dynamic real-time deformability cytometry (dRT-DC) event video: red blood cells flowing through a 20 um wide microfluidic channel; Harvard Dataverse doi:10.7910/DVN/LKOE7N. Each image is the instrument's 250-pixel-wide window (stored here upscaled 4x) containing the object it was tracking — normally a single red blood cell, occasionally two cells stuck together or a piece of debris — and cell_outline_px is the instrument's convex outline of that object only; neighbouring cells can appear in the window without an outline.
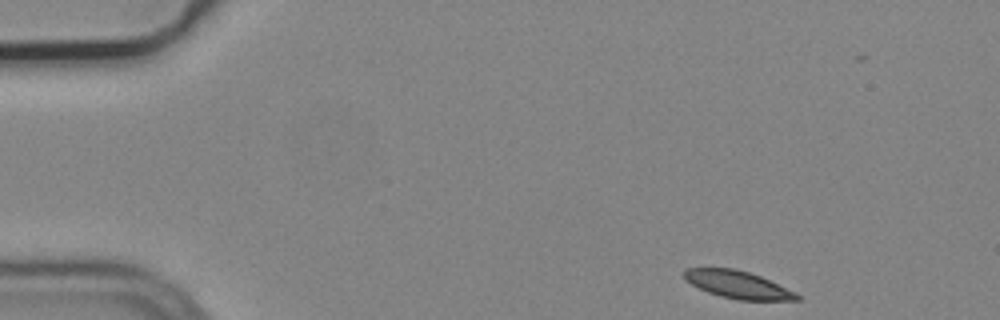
{"species": "common noctule bat (a hibernating species)", "species_latin": "Nyctalus noctula", "temperature_condition": "cold", "stored_images_in_passage": 6, "camera_frame_rate_fps": 3000, "um_per_image_px": 0.085, "animal": {"sex": "male", "body_mass_g": 19.2, "forearm_length_mm": 51.8}, "frame": {"image": 1, "passage_image": 1, "time_ms": 0.0, "image_size_px": [1000, 320], "cell_outline_px": [[800, 300], [740, 300], [720, 296], [708, 292], [692, 284], [684, 276], [684, 268], [732, 268], [748, 272], [760, 276], [796, 292], [800, 296]], "centroid_in_image_um": [62.74, 24.2], "position_along_channel_um": 22.3, "area_um2": 17.8}}
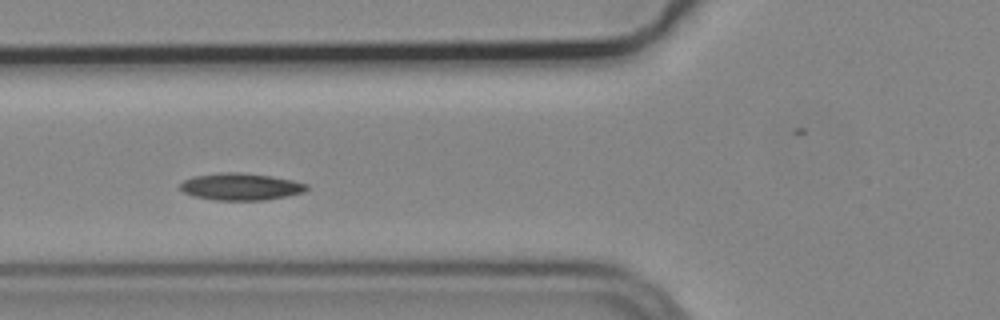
{"frame": {"image": 2, "passage_image": 5, "time_ms": 1.333, "image_size_px": [1000, 320], "cell_outline_px": [[308, 188], [304, 192], [288, 196], [264, 200], [216, 200], [192, 196], [184, 192], [180, 188], [180, 184], [184, 180], [192, 176], [220, 172], [240, 172], [272, 176], [292, 180], [308, 184]], "centroid_in_image_um": [20.46, 15.86], "position_along_channel_um": 105.3, "area_um2": 20.06}}
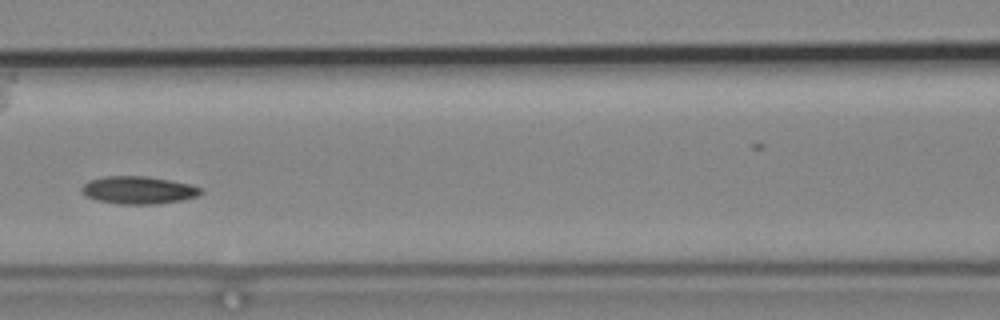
{"frame": {"image": 3, "passage_image": 6, "time_ms": 1.667, "image_size_px": [1000, 320], "cell_outline_px": [[204, 192], [196, 196], [184, 200], [156, 204], [120, 204], [96, 200], [84, 196], [80, 188], [88, 180], [104, 176], [148, 176], [188, 184], [204, 188]], "centroid_in_image_um": [11.75, 16.16], "position_along_channel_um": 154.9, "area_um2": 19.36}}